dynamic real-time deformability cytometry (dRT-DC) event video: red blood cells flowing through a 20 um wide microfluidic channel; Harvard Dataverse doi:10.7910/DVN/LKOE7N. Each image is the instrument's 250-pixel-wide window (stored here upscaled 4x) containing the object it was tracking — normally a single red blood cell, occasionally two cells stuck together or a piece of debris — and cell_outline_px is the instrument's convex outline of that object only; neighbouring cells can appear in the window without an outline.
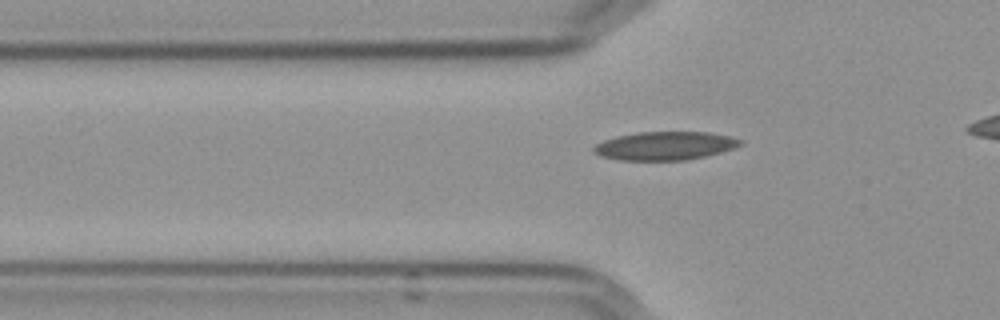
{"species": "Egyptian fruit bat (a non-hibernating species)", "species_latin": "Rousettus aegyptiacus", "temperature_condition": "cold", "stored_images_in_passage": 36, "camera_frame_rate_fps": 3000, "um_per_image_px": 0.085, "frame": {"image": 1, "passage_image": 6, "time_ms": 1.667, "image_size_px": [1000, 320], "cell_outline_px": [[744, 144], [736, 148], [704, 156], [684, 160], [620, 160], [600, 156], [592, 152], [592, 148], [596, 144], [604, 140], [616, 136], [640, 132], [708, 132], [732, 136], [744, 140]], "centroid_in_image_um": [56.55, 12.39], "position_along_channel_um": 69.2, "area_um2": 24.45}}
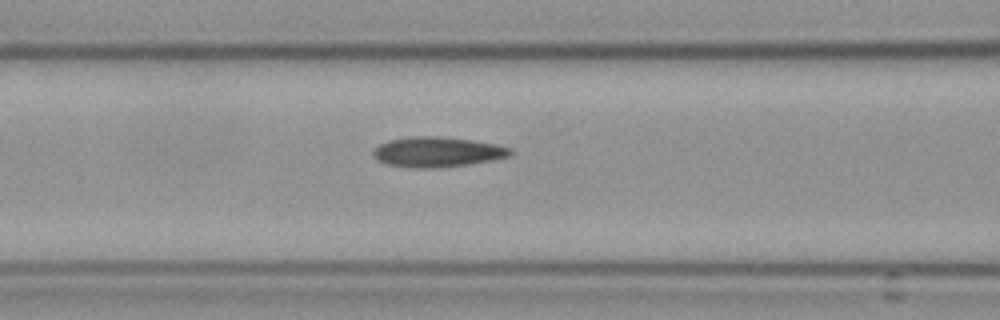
{"frame": {"image": 2, "passage_image": 11, "time_ms": 3.333, "image_size_px": [1000, 320], "cell_outline_px": [[516, 152], [508, 156], [492, 160], [468, 164], [436, 168], [408, 168], [388, 164], [376, 160], [372, 156], [372, 152], [380, 144], [388, 140], [412, 136], [440, 136], [472, 140], [496, 144], [512, 148]], "centroid_in_image_um": [37.17, 12.92], "position_along_channel_um": 129.4, "area_um2": 24.28}}